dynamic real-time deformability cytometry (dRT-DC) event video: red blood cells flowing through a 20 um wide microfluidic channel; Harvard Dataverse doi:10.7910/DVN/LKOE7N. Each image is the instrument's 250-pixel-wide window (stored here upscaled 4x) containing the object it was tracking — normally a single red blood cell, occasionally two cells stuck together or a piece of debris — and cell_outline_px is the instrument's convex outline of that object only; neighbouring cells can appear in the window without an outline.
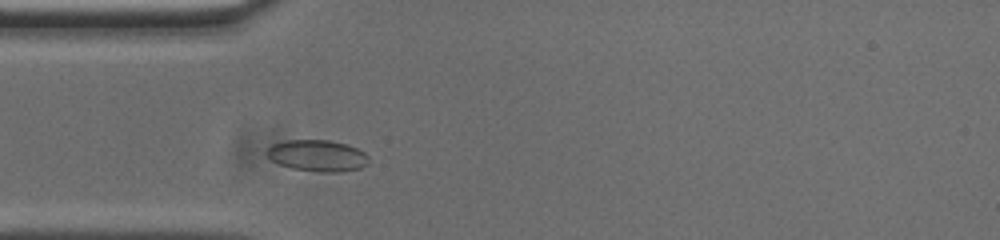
{"species": "common noctule bat (a hibernating species)", "species_latin": "Nyctalus noctula", "temperature_condition": "cold", "stored_images_in_passage": 40, "camera_frame_rate_fps": 3000, "um_per_image_px": 0.085, "animal": {"sex": "male", "body_mass_g": 20.0, "forearm_length_mm": 53.3}, "frame": {"image": 1, "passage_image": 1, "time_ms": 0.0, "image_size_px": [1000, 240], "cell_outline_px": [[368, 164], [360, 168], [340, 172], [320, 172], [292, 168], [280, 164], [272, 160], [264, 152], [272, 144], [288, 140], [328, 140], [348, 144], [364, 152], [368, 156]], "centroid_in_image_um": [26.99, 13.23], "position_along_channel_um": 58.0, "area_um2": 18.67}}
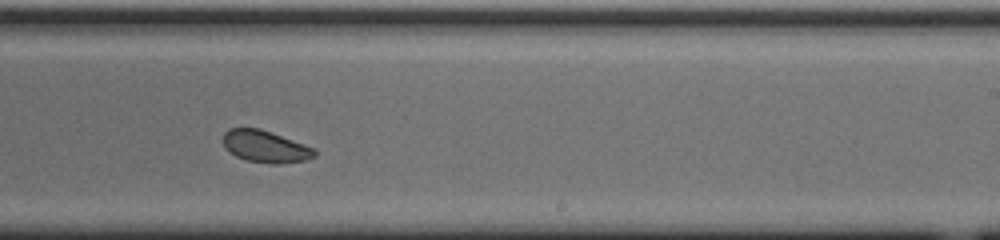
{"frame": {"image": 2, "passage_image": 18, "time_ms": 5.667, "image_size_px": [1000, 240], "cell_outline_px": [[316, 156], [308, 160], [280, 164], [272, 164], [248, 160], [236, 156], [228, 152], [224, 148], [224, 132], [228, 128], [260, 128], [272, 132], [316, 148]], "centroid_in_image_um": [22.59, 12.45], "position_along_channel_um": 266.4, "area_um2": 17.28}}
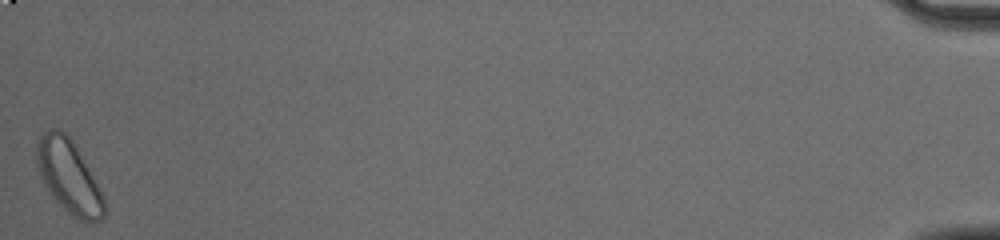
{"frame": {"image": 3, "passage_image": 40, "time_ms": 13.0, "image_size_px": [1000, 240], "cell_outline_px": [[108, 212], [100, 220], [92, 224], [88, 224], [72, 216], [52, 196], [40, 176], [36, 164], [36, 140], [48, 128], [60, 128], [72, 140], [104, 196]], "centroid_in_image_um": [5.86, 15.03], "position_along_channel_um": 429.3, "area_um2": 28.96}, "authors_computed_cell_mechanics": {"area_um2": 17.629, "velocity_mm_per_s": 3.6998, "shape_relaxation_time_tau1_ms": 5.9143, "shape_relaxation_time_tau2_ms": null, "deformation_change_tau1": 0.1012, "deformation_change_tau2": null}}